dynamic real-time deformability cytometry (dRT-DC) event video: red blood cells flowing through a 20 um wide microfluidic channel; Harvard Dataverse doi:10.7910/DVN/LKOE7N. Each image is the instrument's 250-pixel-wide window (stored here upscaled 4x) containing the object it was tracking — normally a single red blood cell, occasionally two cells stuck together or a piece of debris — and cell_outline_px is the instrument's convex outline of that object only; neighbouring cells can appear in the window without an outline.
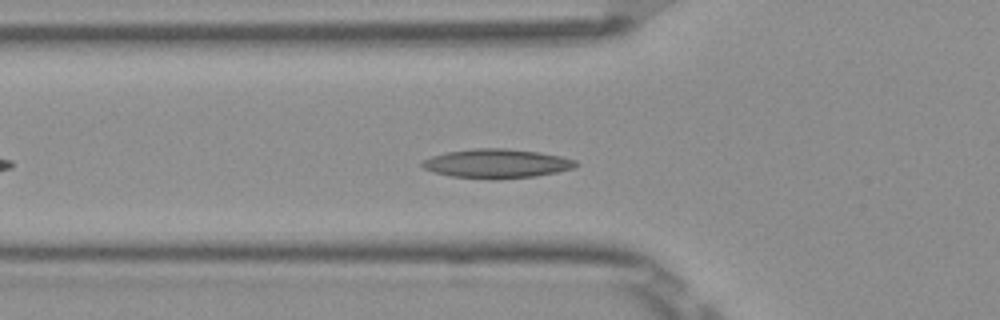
{"species": "Egyptian fruit bat (a non-hibernating species)", "species_latin": "Rousettus aegyptiacus", "temperature_condition": "room temperature", "stored_images_in_passage": 39, "camera_frame_rate_fps": 3000, "um_per_image_px": 0.085, "frame": {"image": 1, "passage_image": 8, "time_ms": 2.333, "image_size_px": [1000, 320], "cell_outline_px": [[580, 164], [572, 168], [556, 172], [536, 176], [492, 180], [452, 176], [436, 172], [424, 168], [420, 164], [424, 160], [432, 156], [448, 152], [472, 148], [504, 148], [540, 152], [560, 156], [576, 160]], "centroid_in_image_um": [42.25, 13.9], "position_along_channel_um": 83.6, "area_um2": 26.01}}
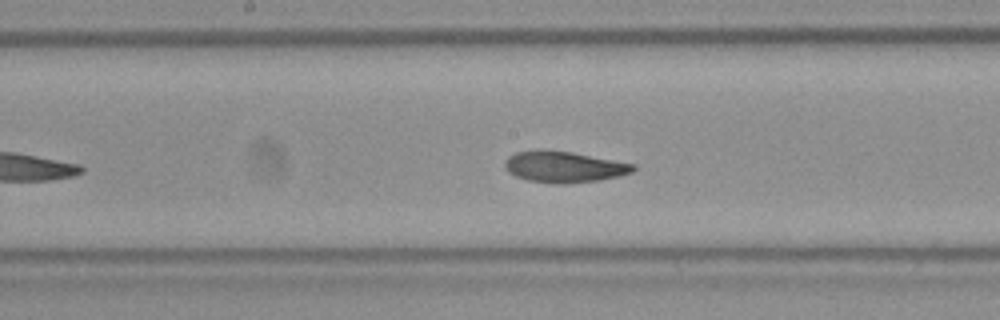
{"frame": {"image": 2, "passage_image": 17, "time_ms": 5.333, "image_size_px": [1000, 320], "cell_outline_px": [[636, 168], [632, 172], [600, 180], [560, 184], [556, 184], [528, 180], [516, 176], [508, 172], [504, 168], [504, 160], [508, 156], [516, 152], [540, 148], [572, 152], [636, 164]], "centroid_in_image_um": [47.89, 14.16], "position_along_channel_um": 200.3, "area_um2": 23.52}}
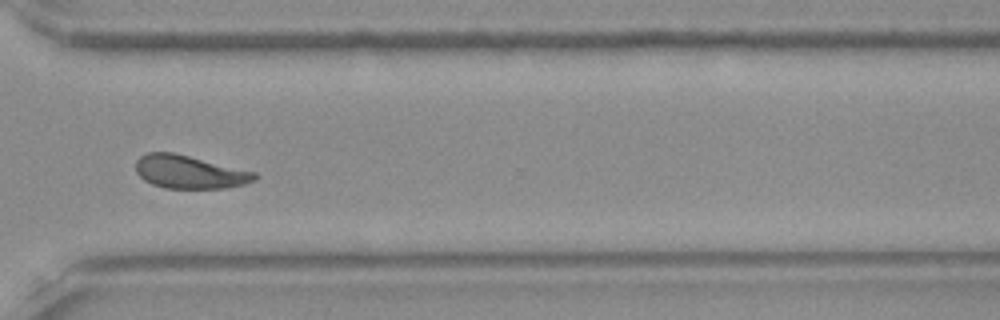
{"frame": {"image": 3, "passage_image": 29, "time_ms": 9.333, "image_size_px": [1000, 320], "cell_outline_px": [[260, 176], [244, 184], [224, 188], [164, 188], [152, 184], [144, 180], [136, 172], [136, 160], [140, 156], [148, 152], [172, 152], [256, 172]], "centroid_in_image_um": [16.08, 14.61], "position_along_channel_um": 354.5, "area_um2": 22.83}, "authors_computed_cell_mechanics": {"area_um2": 24.1604, "velocity_mm_per_s": 3.8583, "shape_relaxation_time_tau1_ms": 5.6533, "shape_relaxation_time_tau2_ms": 2.3638, "deformation_change_tau1": 0.1497, "deformation_change_tau2": 0.0836}}